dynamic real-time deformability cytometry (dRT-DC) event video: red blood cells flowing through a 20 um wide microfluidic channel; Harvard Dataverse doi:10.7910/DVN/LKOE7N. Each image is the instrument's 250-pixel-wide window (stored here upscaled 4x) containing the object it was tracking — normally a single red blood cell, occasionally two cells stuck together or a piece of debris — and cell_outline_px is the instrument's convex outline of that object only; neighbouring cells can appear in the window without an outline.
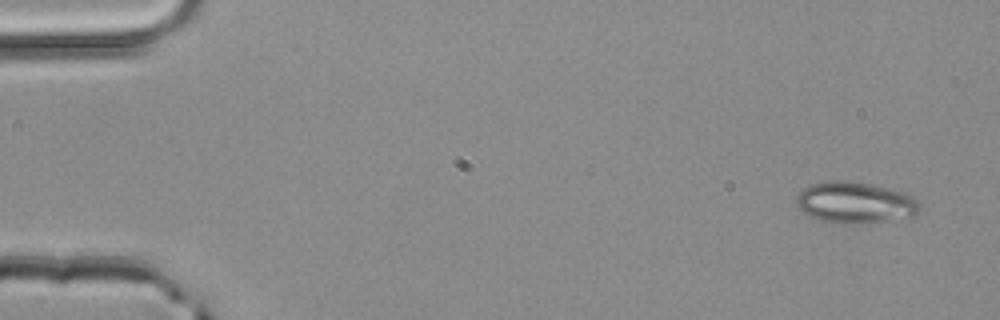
{"species": "common noctule bat (a hibernating species)", "species_latin": "Nyctalus noctula", "temperature_condition": "room temperature", "stored_images_in_passage": 2, "camera_frame_rate_fps": 3000, "um_per_image_px": 0.085, "animal": {"sex": "male", "body_mass_g": 20.4}, "frame": {"image": 1, "passage_image": 2, "time_ms": 0.333, "image_size_px": [1000, 320], "cell_outline_px": [[920, 208], [912, 216], [856, 224], [848, 224], [824, 220], [812, 216], [804, 212], [796, 204], [796, 196], [808, 184], [832, 180], [844, 180], [868, 184], [888, 188], [904, 192], [912, 196], [920, 204]], "centroid_in_image_um": [72.66, 17.19], "position_along_channel_um": 12.3, "area_um2": 29.19}}